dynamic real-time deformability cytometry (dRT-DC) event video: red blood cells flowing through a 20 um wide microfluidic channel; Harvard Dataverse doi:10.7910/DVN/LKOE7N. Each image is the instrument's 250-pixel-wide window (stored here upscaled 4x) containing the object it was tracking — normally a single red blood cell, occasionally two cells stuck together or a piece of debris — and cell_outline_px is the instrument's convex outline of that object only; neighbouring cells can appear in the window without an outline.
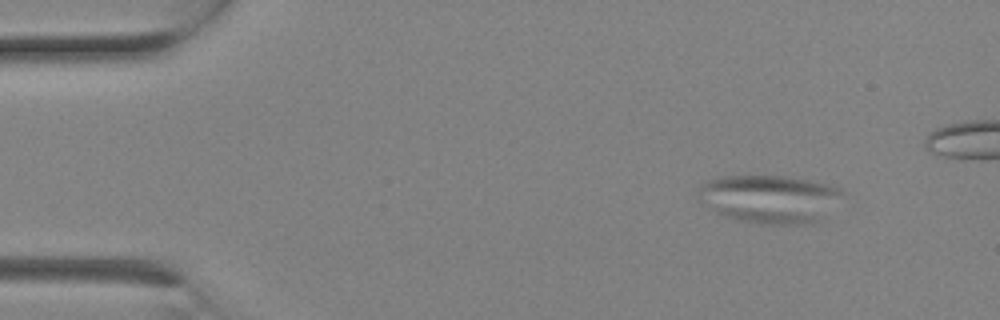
{"species": "Egyptian fruit bat (a non-hibernating species)", "species_latin": "Rousettus aegyptiacus", "temperature_condition": "room temperature", "stored_images_in_passage": 3, "camera_frame_rate_fps": 3000, "um_per_image_px": 0.085, "animal": {"sex": "female"}, "frame": {"image": 1, "passage_image": 1, "time_ms": 0.0, "image_size_px": [1000, 320], "cell_outline_px": [[844, 192], [812, 224], [760, 224], [732, 220], [716, 212], [700, 200], [700, 184], [716, 176], [780, 176], [808, 180], [840, 188]], "centroid_in_image_um": [65.31, 16.9], "position_along_channel_um": 19.7, "area_um2": 39.71}}